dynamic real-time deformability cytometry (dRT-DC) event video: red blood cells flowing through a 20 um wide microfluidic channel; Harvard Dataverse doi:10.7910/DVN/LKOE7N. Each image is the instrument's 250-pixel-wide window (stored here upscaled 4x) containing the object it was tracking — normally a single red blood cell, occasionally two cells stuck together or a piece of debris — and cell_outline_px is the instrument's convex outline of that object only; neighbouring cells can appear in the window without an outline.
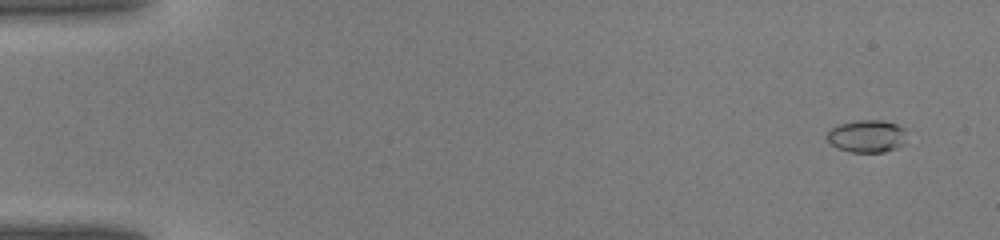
{"species": "common noctule bat (a hibernating species)", "species_latin": "Nyctalus noctula", "temperature_condition": "warm", "stored_images_in_passage": 15, "camera_frame_rate_fps": 3000, "um_per_image_px": 0.085, "animal": {"sex": "male", "body_mass_g": 19.0, "forearm_length_mm": 50.8}, "frame": {"image": 1, "passage_image": 3, "time_ms": 0.667, "image_size_px": [1000, 240], "cell_outline_px": [[904, 144], [896, 148], [884, 152], [852, 152], [840, 148], [832, 144], [828, 140], [828, 132], [836, 124], [856, 120], [884, 120], [896, 124], [904, 128]], "centroid_in_image_um": [73.69, 11.56], "position_along_channel_um": 11.3, "area_um2": 14.97}}
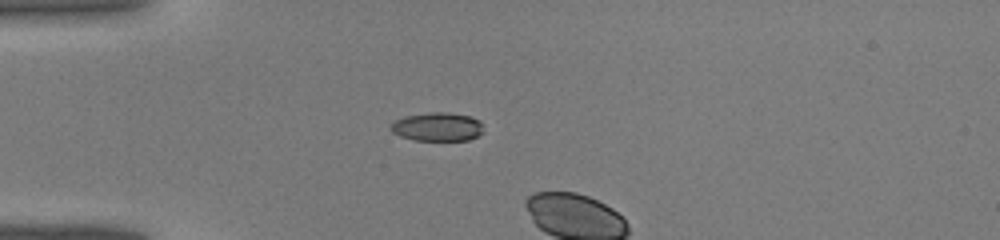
{"frame": {"image": 2, "passage_image": 13, "time_ms": 4.0, "image_size_px": [1000, 240], "cell_outline_px": [[484, 132], [480, 136], [468, 140], [416, 140], [400, 136], [392, 132], [388, 128], [396, 120], [404, 116], [432, 112], [448, 112], [468, 116], [480, 120]], "centroid_in_image_um": [37.2, 10.78], "position_along_channel_um": 47.8, "area_um2": 15.55}}